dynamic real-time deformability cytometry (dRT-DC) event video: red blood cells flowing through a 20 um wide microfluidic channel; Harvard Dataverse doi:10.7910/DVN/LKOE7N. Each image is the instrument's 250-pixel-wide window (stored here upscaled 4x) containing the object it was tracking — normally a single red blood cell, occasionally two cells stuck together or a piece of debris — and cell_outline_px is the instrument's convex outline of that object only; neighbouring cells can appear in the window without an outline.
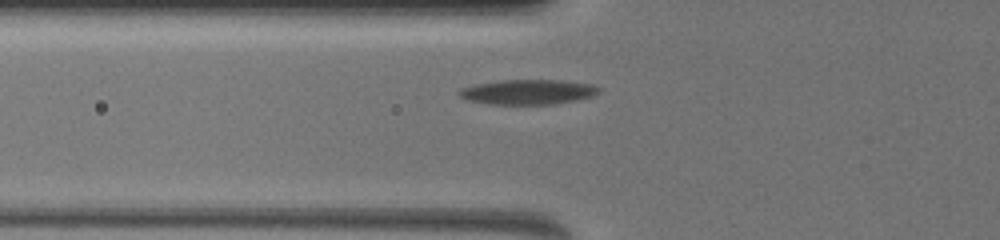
{"species": "common noctule bat (a hibernating species)", "species_latin": "Nyctalus noctula", "temperature_condition": "warm", "stored_images_in_passage": 13, "camera_frame_rate_fps": 3000, "um_per_image_px": 0.085, "animal": {"sex": "female", "body_mass_g": 19.5, "forearm_length_mm": 54.1}, "frame": {"image": 1, "passage_image": 2, "time_ms": 0.333, "image_size_px": [1000, 240], "cell_outline_px": [[596, 92], [588, 96], [572, 100], [544, 104], [492, 104], [472, 100], [460, 96], [460, 92], [464, 88], [476, 84], [500, 80], [564, 80], [588, 84], [596, 88]], "centroid_in_image_um": [44.81, 7.8], "position_along_channel_um": 81.0, "area_um2": 19.25}}
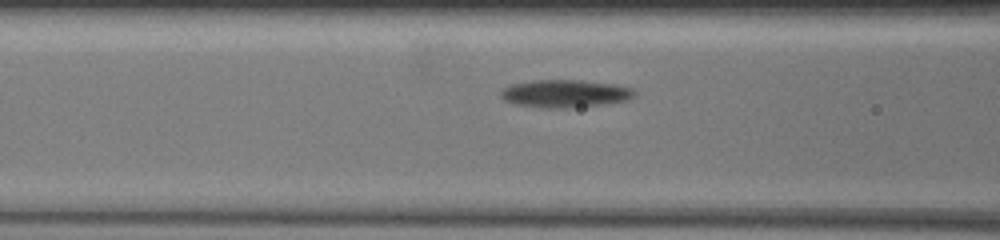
{"frame": {"image": 2, "passage_image": 5, "time_ms": 1.333, "image_size_px": [1000, 240], "cell_outline_px": [[632, 92], [628, 96], [620, 100], [592, 104], [520, 104], [508, 100], [504, 96], [504, 88], [512, 84], [536, 80], [580, 80], [612, 84], [628, 88]], "centroid_in_image_um": [47.98, 7.85], "position_along_channel_um": 118.6, "area_um2": 18.67}}
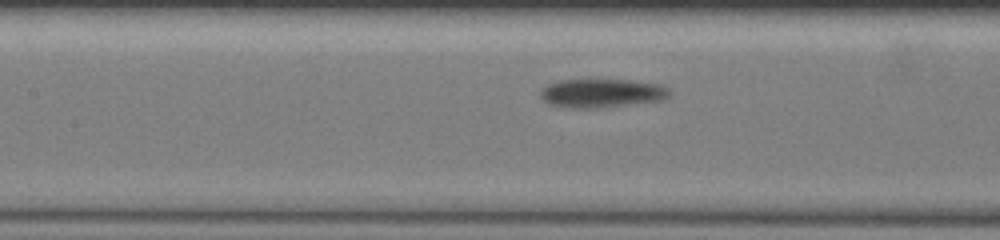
{"frame": {"image": 3, "passage_image": 8, "time_ms": 2.333, "image_size_px": [1000, 240], "cell_outline_px": [[664, 96], [652, 100], [608, 104], [556, 104], [548, 100], [544, 96], [544, 88], [548, 84], [560, 80], [628, 80], [660, 84], [664, 88]], "centroid_in_image_um": [51.13, 7.8], "position_along_channel_um": 156.3, "area_um2": 18.38}}